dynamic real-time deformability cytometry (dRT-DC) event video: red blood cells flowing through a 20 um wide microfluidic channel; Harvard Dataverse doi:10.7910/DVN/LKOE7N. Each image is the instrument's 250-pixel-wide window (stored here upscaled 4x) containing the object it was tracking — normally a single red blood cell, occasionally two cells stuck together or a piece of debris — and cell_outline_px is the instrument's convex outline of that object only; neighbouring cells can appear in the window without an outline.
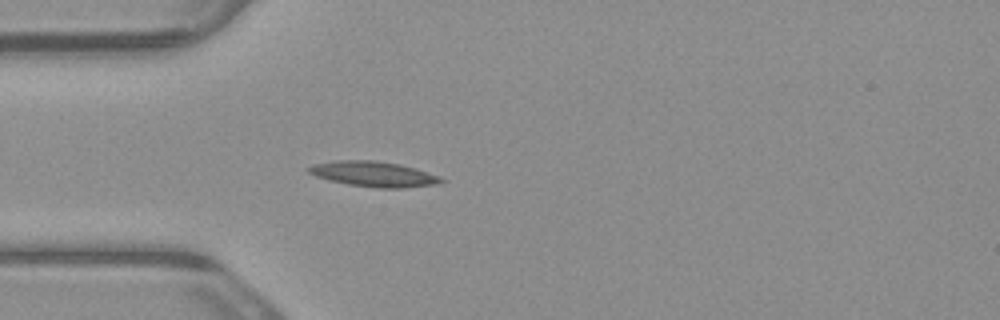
{"species": "common noctule bat (a hibernating species)", "species_latin": "Nyctalus noctula", "temperature_condition": "warm", "stored_images_in_passage": 4, "camera_frame_rate_fps": 3000, "um_per_image_px": 0.085, "animal": {"sex": "male", "body_mass_g": 23.1, "forearm_length_mm": 52.7}, "frame": {"image": 1, "passage_image": 4, "time_ms": 1.0, "image_size_px": [1000, 320], "cell_outline_px": [[448, 180], [440, 184], [404, 188], [376, 188], [348, 184], [328, 180], [316, 176], [308, 172], [308, 168], [312, 164], [332, 160], [376, 160], [400, 164], [440, 176]], "centroid_in_image_um": [31.79, 14.79], "position_along_channel_um": 53.2, "area_um2": 19.77}}